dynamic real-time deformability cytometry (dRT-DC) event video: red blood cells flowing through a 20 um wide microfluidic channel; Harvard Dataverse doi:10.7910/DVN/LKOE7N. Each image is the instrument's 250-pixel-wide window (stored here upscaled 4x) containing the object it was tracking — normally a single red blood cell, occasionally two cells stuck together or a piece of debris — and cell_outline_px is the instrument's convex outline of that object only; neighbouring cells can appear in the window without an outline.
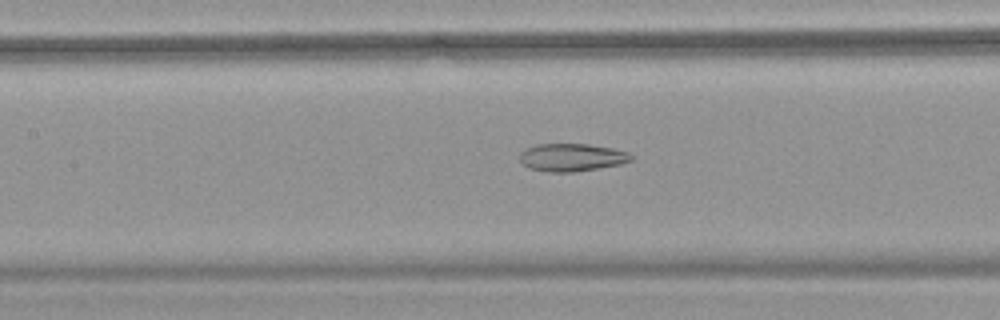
{"species": "common noctule bat (a hibernating species)", "species_latin": "Nyctalus noctula", "temperature_condition": "warm", "stored_images_in_passage": 54, "camera_frame_rate_fps": 3000, "um_per_image_px": 0.085, "animal": {"sex": "female", "body_mass_g": 18.4}, "frame": {"image": 1, "passage_image": 26, "time_ms": 8.333, "image_size_px": [1000, 320], "cell_outline_px": [[636, 156], [632, 160], [620, 164], [572, 172], [548, 172], [528, 168], [520, 160], [520, 152], [536, 144], [588, 144], [612, 148], [628, 152]], "centroid_in_image_um": [48.62, 13.37], "position_along_channel_um": 158.8, "area_um2": 17.98}}
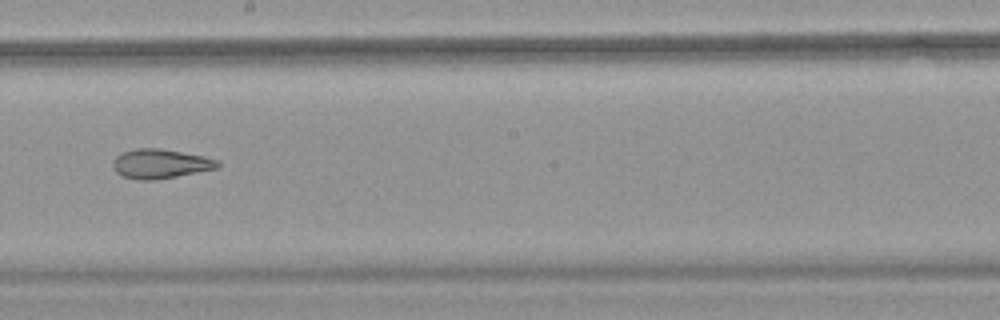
{"frame": {"image": 2, "passage_image": 32, "time_ms": 10.333, "image_size_px": [1000, 320], "cell_outline_px": [[220, 164], [216, 168], [156, 180], [136, 180], [124, 176], [116, 172], [112, 164], [112, 160], [116, 156], [124, 152], [136, 148], [160, 148], [204, 156], [220, 160]], "centroid_in_image_um": [13.62, 13.91], "position_along_channel_um": 234.6, "area_um2": 17.86}}
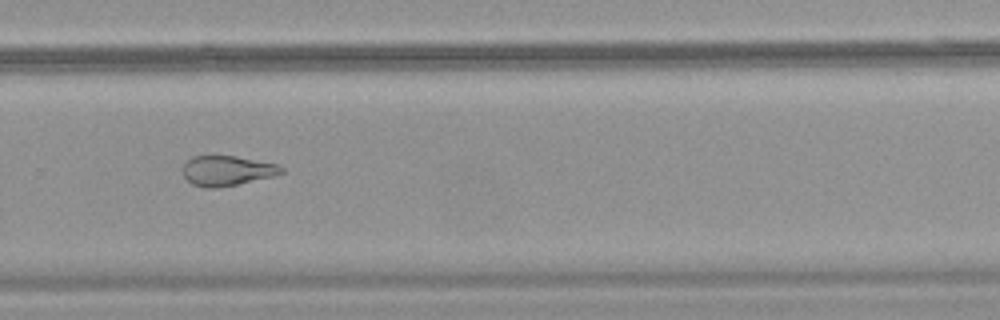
{"frame": {"image": 3, "passage_image": 38, "time_ms": 12.333, "image_size_px": [1000, 320], "cell_outline_px": [[284, 172], [272, 176], [236, 184], [216, 188], [204, 188], [192, 184], [184, 176], [184, 164], [192, 156], [236, 156], [276, 164], [284, 168]], "centroid_in_image_um": [19.28, 14.51], "position_along_channel_um": 310.5, "area_um2": 16.94}, "authors_computed_cell_mechanics": {"area_um2": 22.7443, "velocity_mm_per_s": 3.8118, "shape_relaxation_time_tau1_ms": null, "shape_relaxation_time_tau2_ms": 2.9429, "deformation_change_tau1": null, "deformation_change_tau2": 0.1116}}